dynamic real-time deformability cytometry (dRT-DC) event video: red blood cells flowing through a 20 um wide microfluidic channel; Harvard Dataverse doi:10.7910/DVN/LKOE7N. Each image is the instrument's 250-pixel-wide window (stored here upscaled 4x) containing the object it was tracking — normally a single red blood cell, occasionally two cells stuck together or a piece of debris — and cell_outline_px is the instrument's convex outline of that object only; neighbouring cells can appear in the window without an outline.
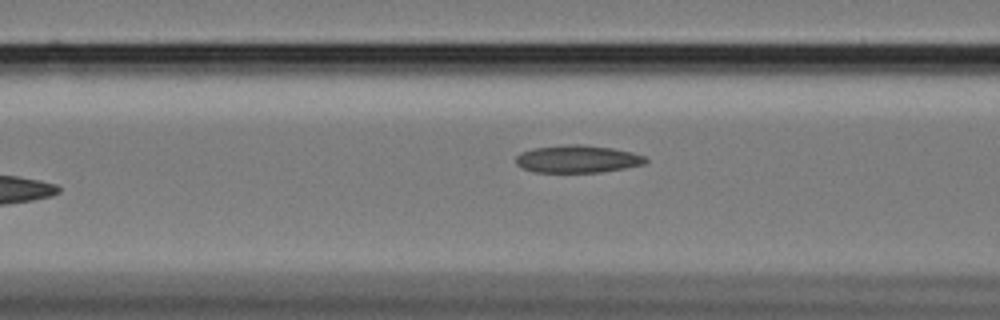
{"species": "Egyptian fruit bat (a non-hibernating species)", "species_latin": "Rousettus aegyptiacus", "temperature_condition": "cold", "stored_images_in_passage": 31, "camera_frame_rate_fps": 3000, "um_per_image_px": 0.085, "animal": {"sex": "female"}, "frame": {"image": 1, "passage_image": 5, "time_ms": 1.333, "image_size_px": [1000, 320], "cell_outline_px": [[648, 160], [644, 164], [624, 168], [600, 172], [532, 172], [516, 164], [516, 156], [520, 152], [532, 148], [568, 144], [580, 144], [612, 148], [632, 152], [644, 156]], "centroid_in_image_um": [49.06, 13.51], "position_along_channel_um": 117.5, "area_um2": 20.81}}
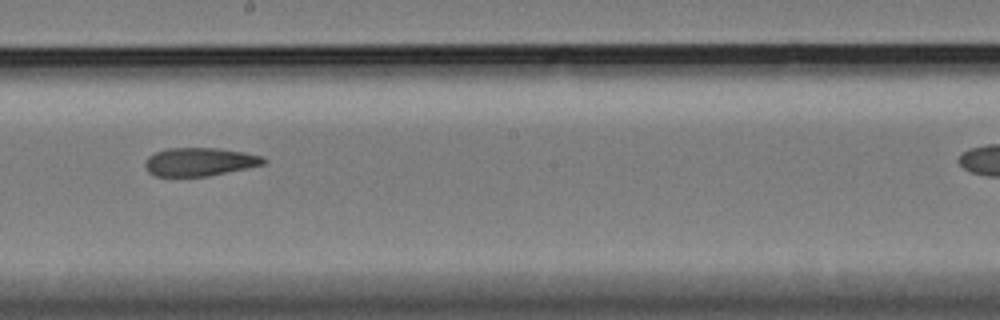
{"frame": {"image": 2, "passage_image": 15, "time_ms": 4.667, "image_size_px": [1000, 320], "cell_outline_px": [[268, 160], [264, 164], [208, 176], [156, 176], [148, 172], [144, 168], [144, 160], [148, 156], [156, 152], [168, 148], [216, 148], [244, 152], [264, 156]], "centroid_in_image_um": [16.94, 13.75], "position_along_channel_um": 231.3, "area_um2": 19.59}}
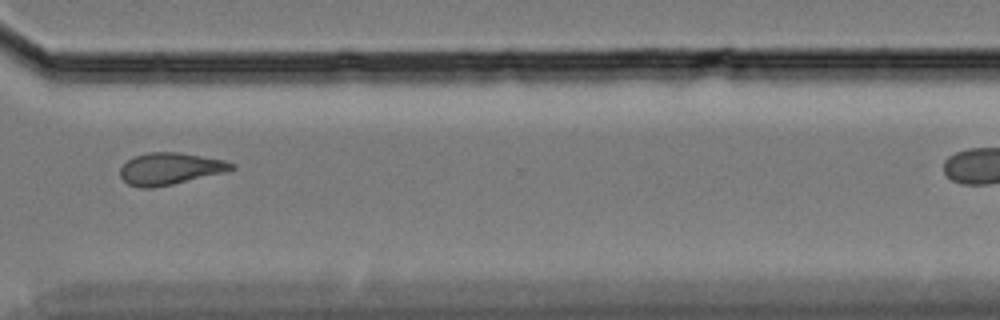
{"frame": {"image": 3, "passage_image": 26, "time_ms": 8.333, "image_size_px": [1000, 320], "cell_outline_px": [[236, 168], [224, 172], [172, 184], [152, 188], [140, 188], [128, 184], [120, 176], [120, 168], [128, 160], [136, 156], [148, 152], [176, 152], [224, 160], [236, 164]], "centroid_in_image_um": [14.44, 14.34], "position_along_channel_um": 356.2, "area_um2": 20.46}, "authors_computed_cell_mechanics": {"area_um2": 20.23, "velocity_mm_per_s": 3.4099, "shape_relaxation_time_tau1_ms": null, "shape_relaxation_time_tau2_ms": 5.2838, "deformation_change_tau1": null, "deformation_change_tau2": 0.1216}}